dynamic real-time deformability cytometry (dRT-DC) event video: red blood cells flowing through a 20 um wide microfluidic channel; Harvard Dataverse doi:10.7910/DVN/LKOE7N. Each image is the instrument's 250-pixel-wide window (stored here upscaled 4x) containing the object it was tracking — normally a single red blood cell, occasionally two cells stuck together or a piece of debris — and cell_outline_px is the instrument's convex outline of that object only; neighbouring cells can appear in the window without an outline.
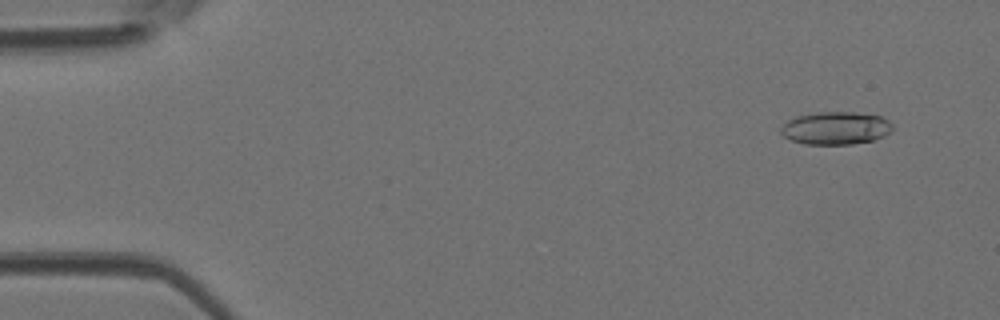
{"species": "Egyptian fruit bat (a non-hibernating species)", "species_latin": "Rousettus aegyptiacus", "temperature_condition": "room temperature", "stored_images_in_passage": 47, "camera_frame_rate_fps": 3000, "um_per_image_px": 0.085, "animal": {"sex": "female"}, "frame": {"image": 1, "passage_image": 4, "time_ms": 1.0, "image_size_px": [1000, 320], "cell_outline_px": [[892, 132], [884, 136], [872, 140], [852, 144], [804, 144], [792, 140], [784, 136], [780, 132], [780, 128], [788, 120], [796, 116], [816, 112], [856, 112], [880, 116], [888, 120], [892, 124]], "centroid_in_image_um": [71.04, 10.88], "position_along_channel_um": 14.0, "area_um2": 21.39}}
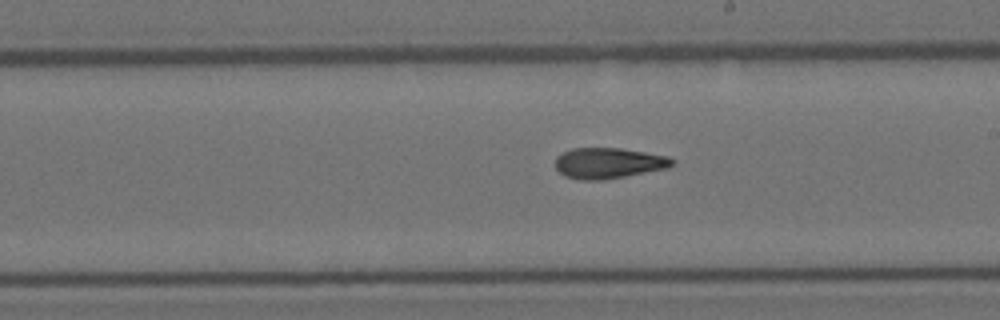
{"frame": {"image": 2, "passage_image": 27, "time_ms": 8.667, "image_size_px": [1000, 320], "cell_outline_px": [[676, 160], [668, 168], [604, 180], [580, 180], [564, 176], [556, 168], [556, 156], [572, 148], [620, 148], [668, 156]], "centroid_in_image_um": [51.72, 13.87], "position_along_channel_um": 237.3, "area_um2": 20.92}}
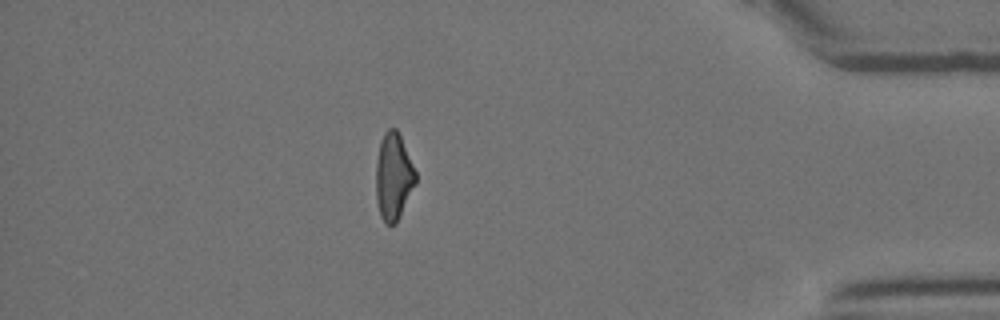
{"frame": {"image": 3, "passage_image": 41, "time_ms": 13.333, "image_size_px": [1000, 320], "cell_outline_px": [[416, 184], [396, 224], [384, 224], [380, 216], [376, 200], [376, 160], [380, 140], [384, 132], [388, 128], [396, 128], [400, 136], [416, 172]], "centroid_in_image_um": [33.43, 15.03], "position_along_channel_um": 401.8, "area_um2": 20.23}}